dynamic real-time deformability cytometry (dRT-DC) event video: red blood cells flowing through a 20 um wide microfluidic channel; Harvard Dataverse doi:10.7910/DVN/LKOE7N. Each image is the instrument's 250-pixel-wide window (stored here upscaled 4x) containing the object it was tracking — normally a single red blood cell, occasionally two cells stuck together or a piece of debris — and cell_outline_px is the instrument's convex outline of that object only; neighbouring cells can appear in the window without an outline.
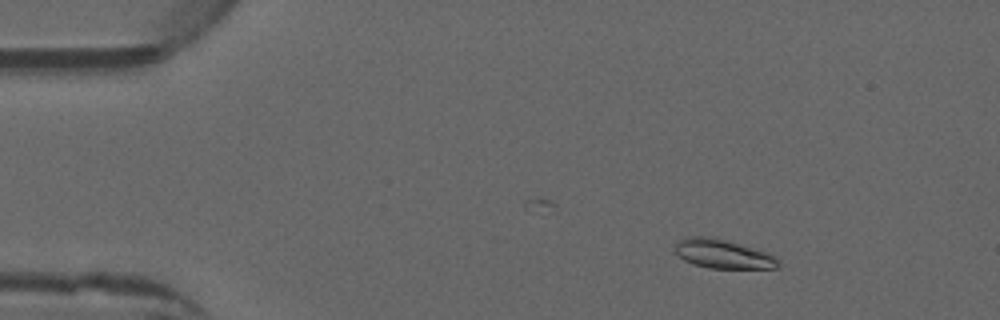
{"species": "common noctule bat (a hibernating species)", "species_latin": "Nyctalus noctula", "temperature_condition": "warm", "stored_images_in_passage": 4, "camera_frame_rate_fps": 3000, "um_per_image_px": 0.085, "animal": {"sex": "male", "forearm_length_mm": 52.5}, "frame": {"image": 1, "passage_image": 1, "time_ms": 0.0, "image_size_px": [1000, 320], "cell_outline_px": [[780, 268], [708, 268], [692, 264], [684, 260], [676, 252], [676, 244], [680, 240], [688, 236], [712, 236], [728, 240], [764, 252], [772, 256], [780, 264]], "centroid_in_image_um": [61.41, 21.58], "position_along_channel_um": 23.6, "area_um2": 17.22}}